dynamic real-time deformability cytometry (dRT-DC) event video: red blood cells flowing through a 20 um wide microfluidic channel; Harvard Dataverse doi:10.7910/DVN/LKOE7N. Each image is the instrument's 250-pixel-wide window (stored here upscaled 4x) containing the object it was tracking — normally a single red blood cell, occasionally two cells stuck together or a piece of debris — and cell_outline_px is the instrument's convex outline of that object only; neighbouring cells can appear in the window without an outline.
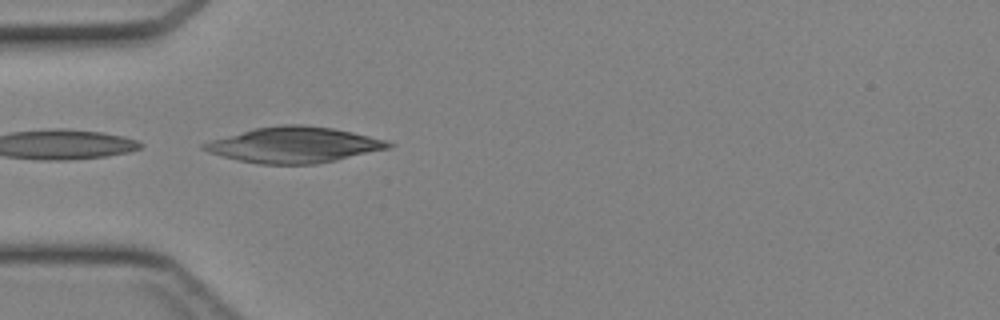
{"species": "Egyptian fruit bat (a non-hibernating species)", "species_latin": "Rousettus aegyptiacus", "temperature_condition": "cold", "stored_images_in_passage": 32, "camera_frame_rate_fps": 3000, "um_per_image_px": 0.085, "animal": {"sex": "female"}, "frame": {"image": 1, "passage_image": 13, "time_ms": 4.0, "image_size_px": [1000, 320], "cell_outline_px": [[396, 144], [392, 148], [336, 160], [316, 164], [260, 164], [240, 160], [208, 152], [200, 148], [200, 144], [212, 140], [256, 128], [280, 124], [300, 124], [332, 128], [352, 132], [384, 140]], "centroid_in_image_um": [25.03, 12.32], "position_along_channel_um": 60.0, "area_um2": 38.09}}